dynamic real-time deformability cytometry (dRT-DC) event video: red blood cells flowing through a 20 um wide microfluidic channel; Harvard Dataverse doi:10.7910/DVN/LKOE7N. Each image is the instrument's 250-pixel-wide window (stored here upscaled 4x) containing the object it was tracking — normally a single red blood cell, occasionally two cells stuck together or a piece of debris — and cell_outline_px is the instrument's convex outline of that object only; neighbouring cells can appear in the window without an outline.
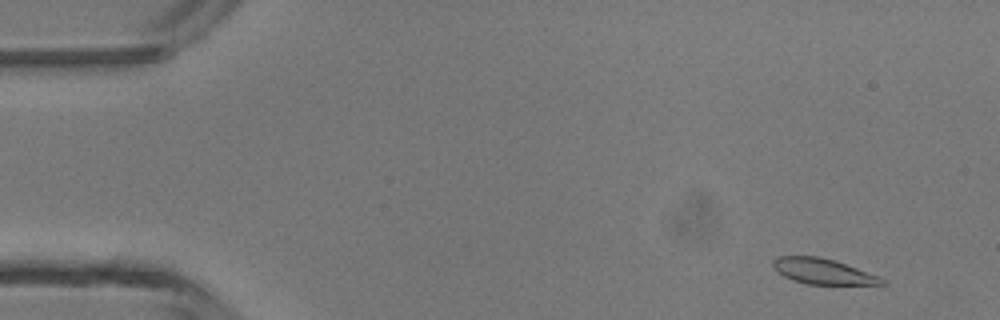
{"species": "common noctule bat (a hibernating species)", "species_latin": "Nyctalus noctula", "temperature_condition": "room temperature", "stored_images_in_passage": 5, "camera_frame_rate_fps": 3000, "um_per_image_px": 0.085, "animal": {"sex": "male", "body_mass_g": 13.3}, "frame": {"image": 1, "passage_image": 1, "time_ms": 0.0, "image_size_px": [1000, 320], "cell_outline_px": [[884, 284], [808, 284], [792, 280], [776, 272], [772, 268], [772, 260], [776, 256], [820, 256], [836, 260], [880, 276], [884, 280]], "centroid_in_image_um": [69.89, 23.04], "position_along_channel_um": 15.1, "area_um2": 16.36}}
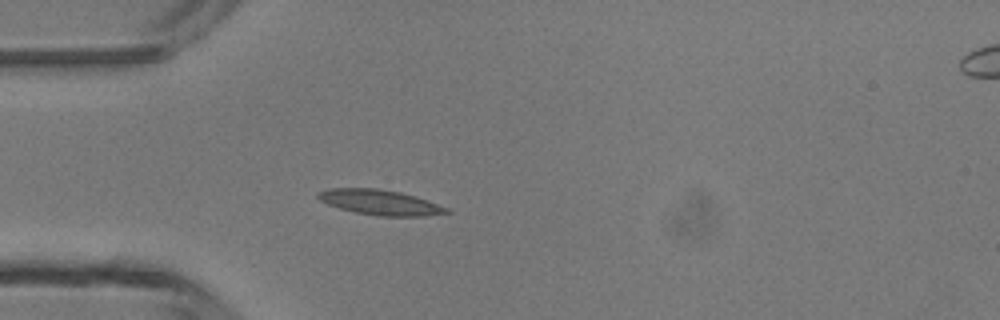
{"frame": {"image": 2, "passage_image": 4, "time_ms": 3.333, "image_size_px": [1000, 320], "cell_outline_px": [[452, 212], [424, 216], [380, 216], [356, 212], [340, 208], [328, 204], [320, 200], [316, 196], [316, 192], [328, 188], [376, 188], [400, 192], [416, 196], [448, 208]], "centroid_in_image_um": [32.29, 17.19], "position_along_channel_um": 52.7, "area_um2": 18.79}}